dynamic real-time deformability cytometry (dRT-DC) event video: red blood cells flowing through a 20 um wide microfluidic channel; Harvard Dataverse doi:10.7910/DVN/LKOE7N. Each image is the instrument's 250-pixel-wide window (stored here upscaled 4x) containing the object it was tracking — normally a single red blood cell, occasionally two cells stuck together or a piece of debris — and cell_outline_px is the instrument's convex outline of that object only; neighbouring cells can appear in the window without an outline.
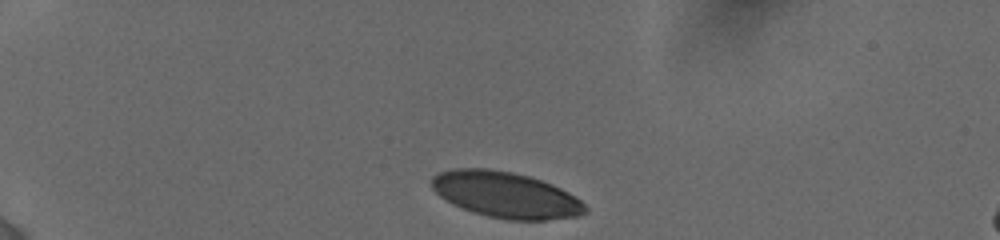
{"species": "human", "species_latin": "Homo sapiens", "temperature_condition": "cold", "stored_images_in_passage": 4, "camera_frame_rate_fps": 3000, "um_per_image_px": 0.085, "donor": {"sex": "female"}, "frame": {"image": 1, "passage_image": 1, "time_ms": 0.0, "image_size_px": [1000, 240], "cell_outline_px": [[588, 212], [576, 216], [544, 220], [508, 220], [488, 216], [472, 212], [452, 204], [440, 196], [432, 188], [432, 176], [436, 172], [452, 168], [488, 168], [512, 172], [528, 176], [552, 184], [576, 196], [588, 208]], "centroid_in_image_um": [42.97, 16.55], "position_along_channel_um": 42.0, "area_um2": 41.27}}
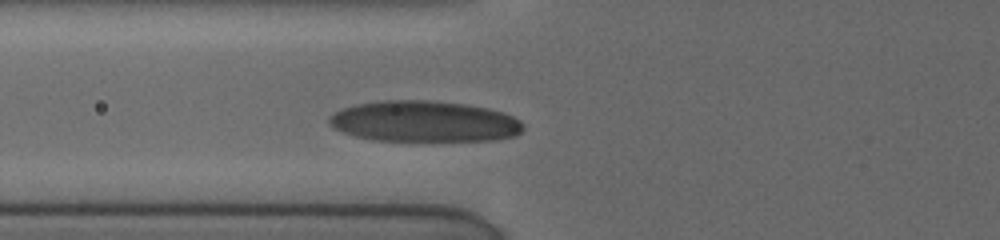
{"frame": {"image": 2, "passage_image": 4, "time_ms": 3.0, "image_size_px": [1000, 240], "cell_outline_px": [[524, 128], [516, 136], [496, 140], [372, 140], [356, 136], [344, 132], [336, 128], [328, 120], [336, 112], [344, 108], [356, 104], [384, 100], [428, 100], [468, 104], [488, 108], [504, 112], [520, 120], [524, 124]], "centroid_in_image_um": [36.14, 10.31], "position_along_channel_um": 89.7, "area_um2": 46.12}}